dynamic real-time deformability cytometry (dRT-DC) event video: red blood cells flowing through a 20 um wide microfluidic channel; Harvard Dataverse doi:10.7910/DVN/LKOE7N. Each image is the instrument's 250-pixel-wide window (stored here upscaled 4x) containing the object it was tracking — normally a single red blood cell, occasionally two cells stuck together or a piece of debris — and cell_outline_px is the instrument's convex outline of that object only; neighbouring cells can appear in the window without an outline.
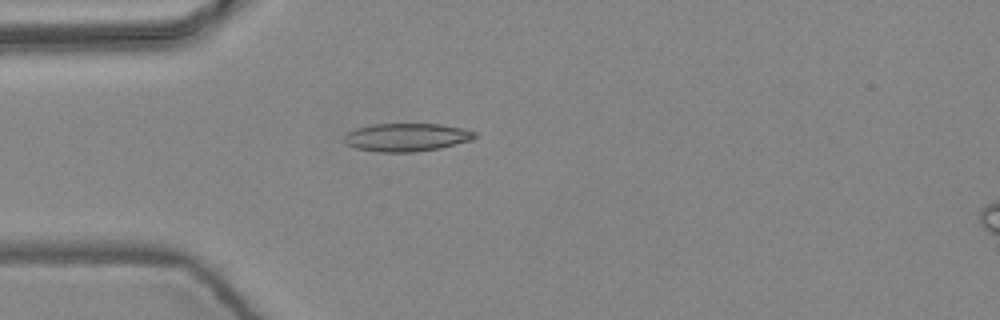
{"species": "common noctule bat (a hibernating species)", "species_latin": "Nyctalus noctula", "temperature_condition": "warm", "stored_images_in_passage": 5, "camera_frame_rate_fps": 3000, "um_per_image_px": 0.085, "animal": {"sex": "female", "body_mass_g": 24.6, "forearm_length_mm": 56.2}, "frame": {"image": 1, "passage_image": 3, "time_ms": 0.667, "image_size_px": [1000, 320], "cell_outline_px": [[476, 136], [472, 140], [440, 148], [412, 152], [376, 152], [356, 148], [344, 144], [344, 136], [348, 132], [356, 128], [372, 124], [440, 124], [460, 128], [476, 132]], "centroid_in_image_um": [34.52, 11.67], "position_along_channel_um": 50.5, "area_um2": 21.39}}